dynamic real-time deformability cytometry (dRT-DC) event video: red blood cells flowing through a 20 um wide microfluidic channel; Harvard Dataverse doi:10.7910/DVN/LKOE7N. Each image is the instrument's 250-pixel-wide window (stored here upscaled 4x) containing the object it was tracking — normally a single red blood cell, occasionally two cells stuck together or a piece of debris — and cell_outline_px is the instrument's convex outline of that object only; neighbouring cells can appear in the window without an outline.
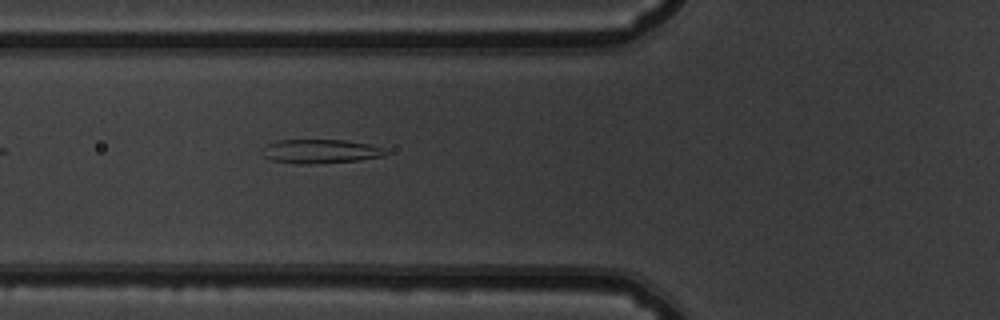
{"species": "common noctule bat (a hibernating species)", "species_latin": "Nyctalus noctula", "temperature_condition": "warm", "stored_images_in_passage": 37, "camera_frame_rate_fps": 3000, "um_per_image_px": 0.085, "animal": {"sex": "male", "body_mass_g": 19.5, "forearm_length_mm": 54.6}, "frame": {"image": 1, "passage_image": 3, "time_ms": 0.667, "image_size_px": [1000, 320], "cell_outline_px": [[388, 152], [384, 156], [360, 160], [312, 164], [300, 164], [272, 160], [264, 156], [260, 152], [268, 144], [280, 140], [344, 140], [368, 144], [380, 148]], "centroid_in_image_um": [27.22, 12.87], "position_along_channel_um": 98.6, "area_um2": 17.05}}
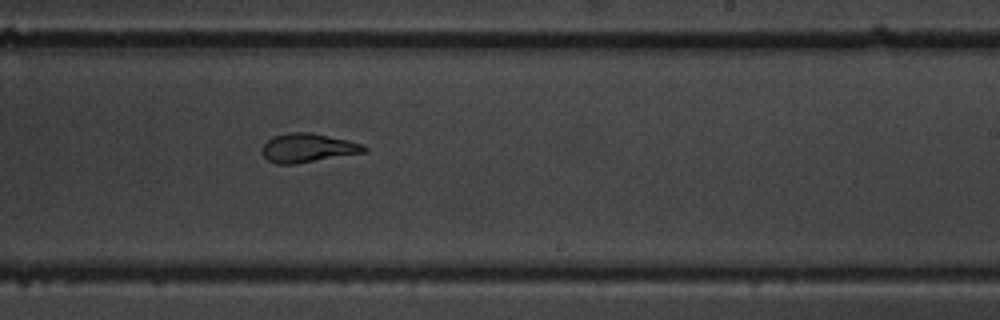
{"frame": {"image": 2, "passage_image": 16, "time_ms": 5.0, "image_size_px": [1000, 320], "cell_outline_px": [[368, 148], [364, 152], [296, 164], [276, 164], [268, 160], [260, 152], [264, 144], [272, 136], [292, 132], [312, 132], [348, 140], [364, 144]], "centroid_in_image_um": [26.15, 12.57], "position_along_channel_um": 262.9, "area_um2": 17.22}}
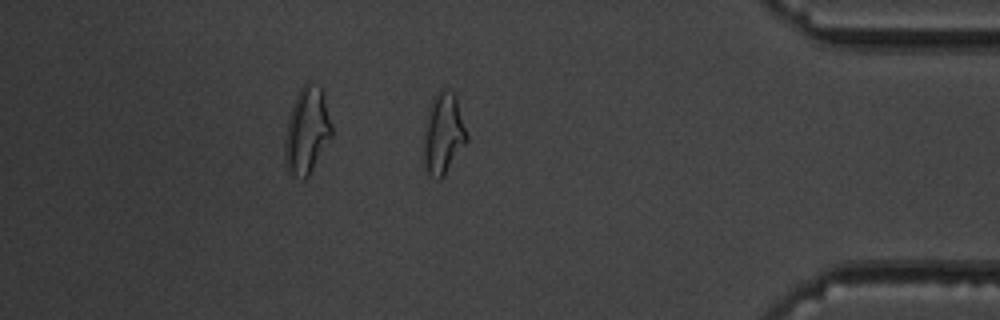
{"frame": {"image": 3, "passage_image": 29, "time_ms": 9.333, "image_size_px": [1000, 320], "cell_outline_px": [[468, 140], [444, 176], [440, 180], [436, 180], [428, 176], [424, 164], [424, 124], [432, 96], [440, 88], [448, 88], [456, 96], [468, 136]], "centroid_in_image_um": [37.66, 11.35], "position_along_channel_um": 397.5, "area_um2": 20.81}, "authors_computed_cell_mechanics": {"area_um2": 17.5134, "velocity_mm_per_s": 3.7931, "shape_relaxation_time_tau1_ms": 7.4987, "shape_relaxation_time_tau2_ms": 1.5629, "deformation_change_tau1": 0.2341, "deformation_change_tau2": 0.0888}}